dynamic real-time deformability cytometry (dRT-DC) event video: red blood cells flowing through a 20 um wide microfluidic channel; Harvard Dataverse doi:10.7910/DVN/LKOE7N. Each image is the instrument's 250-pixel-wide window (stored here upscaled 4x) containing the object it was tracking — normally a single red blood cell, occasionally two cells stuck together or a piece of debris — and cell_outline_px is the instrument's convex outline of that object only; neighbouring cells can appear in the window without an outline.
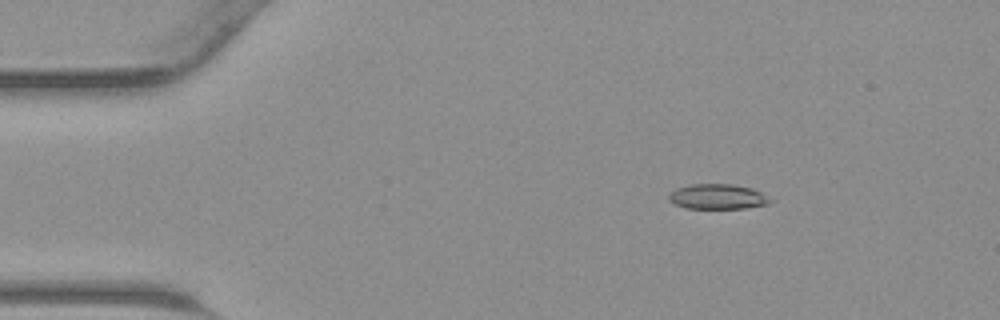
{"species": "common noctule bat (a hibernating species)", "species_latin": "Nyctalus noctula", "temperature_condition": "warm", "stored_images_in_passage": 44, "camera_frame_rate_fps": 3000, "um_per_image_px": 0.085, "animal": {"sex": "male", "body_mass_g": 23.1, "forearm_length_mm": 52.7}, "frame": {"image": 1, "passage_image": 6, "time_ms": 1.667, "image_size_px": [1000, 320], "cell_outline_px": [[772, 200], [768, 204], [744, 208], [684, 208], [668, 200], [668, 196], [676, 188], [692, 184], [732, 184], [752, 188], [760, 192]], "centroid_in_image_um": [60.98, 16.71], "position_along_channel_um": 24.0, "area_um2": 14.68}}
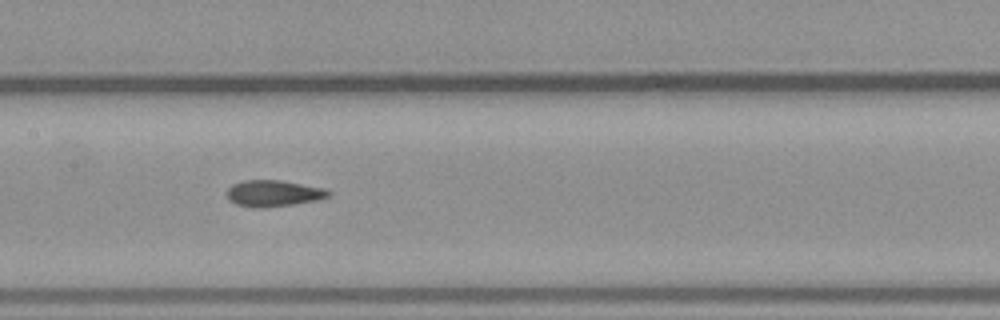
{"frame": {"image": 2, "passage_image": 21, "time_ms": 6.667, "image_size_px": [1000, 320], "cell_outline_px": [[332, 196], [320, 200], [264, 208], [252, 208], [236, 204], [228, 200], [224, 192], [232, 184], [244, 180], [280, 180], [324, 188], [332, 192]], "centroid_in_image_um": [23.23, 16.44], "position_along_channel_um": 184.2, "area_um2": 15.95}}
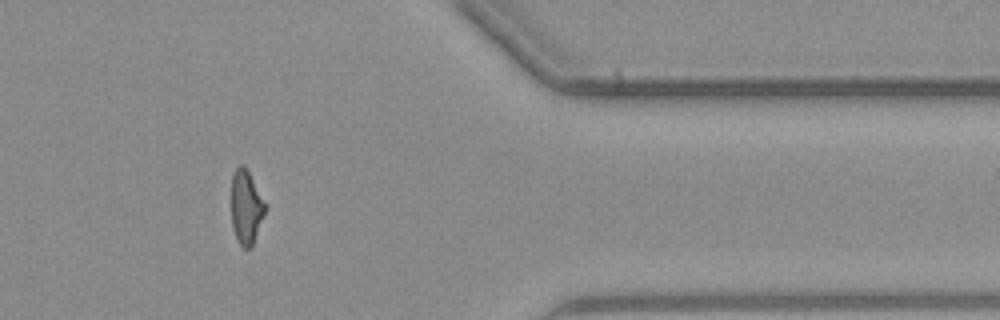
{"frame": {"image": 3, "passage_image": 36, "time_ms": 11.667, "image_size_px": [1000, 320], "cell_outline_px": [[268, 204], [264, 216], [252, 248], [244, 248], [240, 244], [232, 228], [232, 172], [240, 164], [244, 164]], "centroid_in_image_um": [20.95, 17.59], "position_along_channel_um": 390.4, "area_um2": 14.91}}